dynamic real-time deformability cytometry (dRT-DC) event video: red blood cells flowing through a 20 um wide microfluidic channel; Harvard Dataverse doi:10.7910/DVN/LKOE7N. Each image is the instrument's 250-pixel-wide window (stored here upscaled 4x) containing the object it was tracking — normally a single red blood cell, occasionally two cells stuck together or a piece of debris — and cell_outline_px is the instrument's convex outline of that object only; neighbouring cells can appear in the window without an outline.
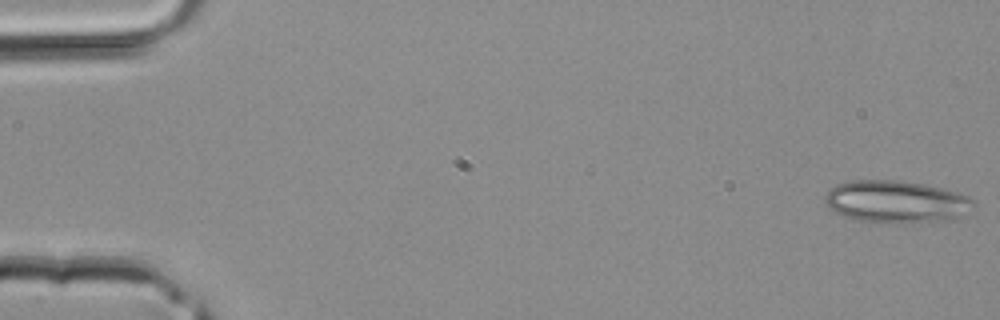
{"species": "common noctule bat (a hibernating species)", "species_latin": "Nyctalus noctula", "temperature_condition": "room temperature", "stored_images_in_passage": 41, "camera_frame_rate_fps": 3000, "um_per_image_px": 0.085, "animal": {"sex": "male", "body_mass_g": 20.4}, "frame": {"image": 1, "passage_image": 1, "time_ms": 0.0, "image_size_px": [1000, 320], "cell_outline_px": [[976, 204], [960, 216], [940, 220], [900, 224], [872, 224], [856, 220], [844, 216], [828, 208], [824, 200], [824, 196], [836, 184], [852, 180], [904, 180], [924, 184], [956, 192], [968, 196]], "centroid_in_image_um": [76.11, 17.16], "position_along_channel_um": 8.9, "area_um2": 36.93}}
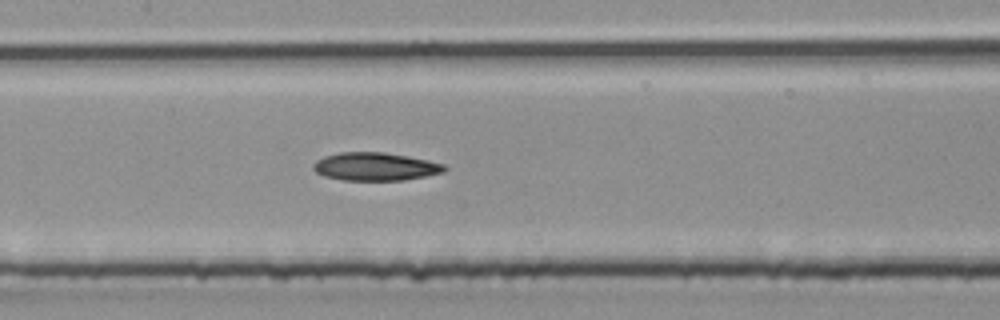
{"frame": {"image": 2, "passage_image": 20, "time_ms": 6.333, "image_size_px": [1000, 320], "cell_outline_px": [[448, 168], [444, 172], [404, 180], [344, 180], [324, 176], [316, 172], [312, 168], [312, 164], [316, 160], [324, 156], [340, 152], [384, 152], [408, 156], [428, 160], [444, 164]], "centroid_in_image_um": [31.89, 14.15], "position_along_channel_um": 175.5, "area_um2": 21.5}}
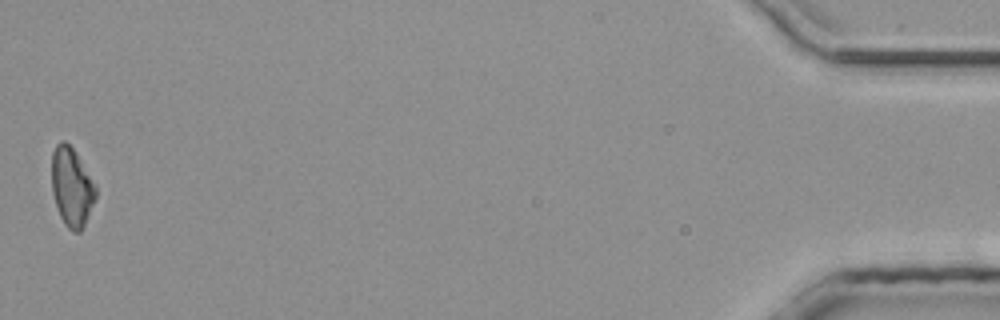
{"frame": {"image": 3, "passage_image": 41, "time_ms": 13.333, "image_size_px": [1000, 320], "cell_outline_px": [[96, 196], [84, 228], [80, 232], [72, 232], [64, 224], [60, 216], [52, 192], [52, 152], [56, 144], [60, 140], [64, 140], [76, 152], [96, 184]], "centroid_in_image_um": [6.1, 15.9], "position_along_channel_um": 429.1, "area_um2": 20.4}}